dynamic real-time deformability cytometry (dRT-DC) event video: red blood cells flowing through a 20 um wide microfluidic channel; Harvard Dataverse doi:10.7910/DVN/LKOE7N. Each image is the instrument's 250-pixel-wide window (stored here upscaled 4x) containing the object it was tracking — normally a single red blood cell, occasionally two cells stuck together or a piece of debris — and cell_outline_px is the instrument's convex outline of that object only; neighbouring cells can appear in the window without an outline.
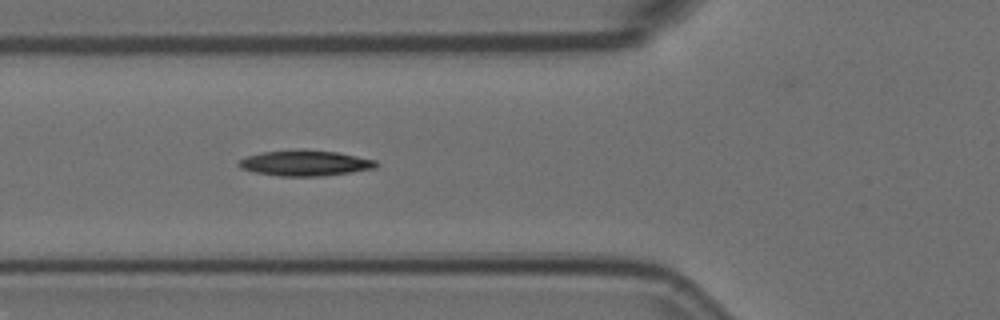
{"species": "Egyptian fruit bat (a non-hibernating species)", "species_latin": "Rousettus aegyptiacus", "temperature_condition": "room temperature", "stored_images_in_passage": 5, "camera_frame_rate_fps": 3000, "um_per_image_px": 0.085, "animal": {"sex": "female"}, "frame": {"image": 1, "passage_image": 5, "time_ms": 1.333, "image_size_px": [1000, 320], "cell_outline_px": [[380, 164], [376, 168], [320, 176], [280, 176], [256, 172], [240, 168], [236, 164], [240, 160], [248, 156], [264, 152], [300, 148], [304, 148], [336, 152], [376, 160]], "centroid_in_image_um": [25.94, 13.84], "position_along_channel_um": 99.9, "area_um2": 20.52}}